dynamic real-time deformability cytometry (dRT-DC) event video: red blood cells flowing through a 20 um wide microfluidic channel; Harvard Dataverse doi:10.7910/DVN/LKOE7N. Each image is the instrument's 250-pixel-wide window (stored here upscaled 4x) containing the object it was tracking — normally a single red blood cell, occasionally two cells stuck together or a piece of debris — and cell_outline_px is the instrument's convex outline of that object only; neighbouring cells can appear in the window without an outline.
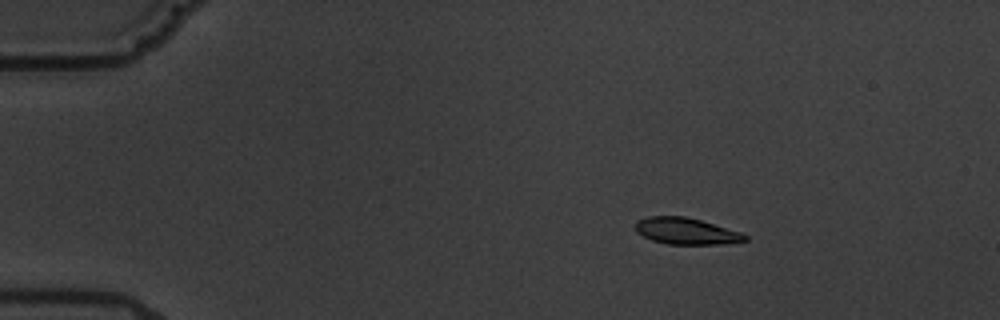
{"species": "common noctule bat (a hibernating species)", "species_latin": "Nyctalus noctula", "temperature_condition": "warm", "stored_images_in_passage": 10, "camera_frame_rate_fps": 3000, "um_per_image_px": 0.085, "animal": {"sex": "male", "body_mass_g": 19.5, "forearm_length_mm": 54.6}, "frame": {"image": 1, "passage_image": 1, "time_ms": 0.0, "image_size_px": [1000, 320], "cell_outline_px": [[748, 240], [720, 244], [668, 244], [652, 240], [636, 232], [636, 220], [648, 216], [684, 216], [700, 220], [740, 232], [748, 236]], "centroid_in_image_um": [58.29, 19.64], "position_along_channel_um": 26.7, "area_um2": 16.76}}
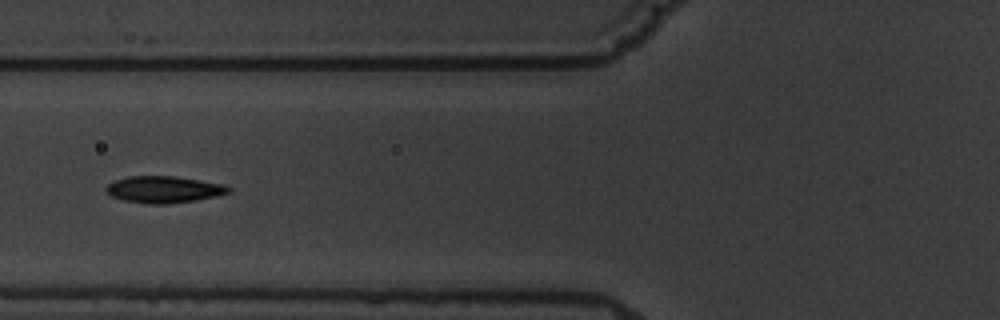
{"frame": {"image": 2, "passage_image": 5, "time_ms": 4.667, "image_size_px": [1000, 320], "cell_outline_px": [[232, 192], [216, 196], [196, 200], [168, 204], [148, 204], [124, 200], [112, 196], [104, 188], [112, 180], [128, 176], [176, 176], [224, 184], [232, 188]], "centroid_in_image_um": [13.94, 16.1], "position_along_channel_um": 111.9, "area_um2": 19.25}}
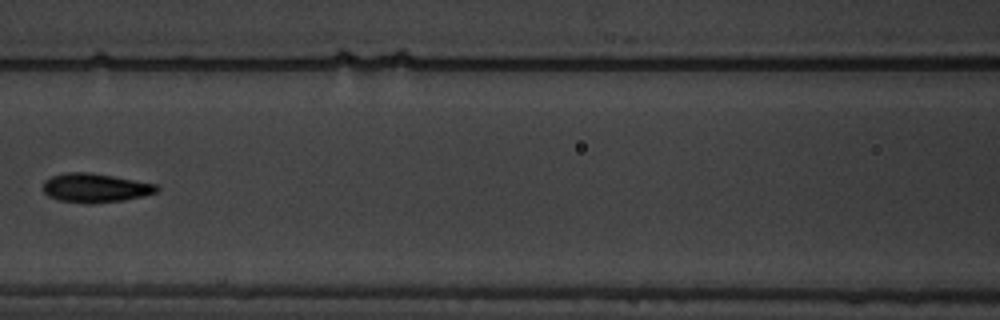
{"frame": {"image": 3, "passage_image": 6, "time_ms": 6.0, "image_size_px": [1000, 320], "cell_outline_px": [[160, 188], [156, 192], [144, 196], [124, 200], [92, 204], [88, 204], [60, 200], [48, 196], [44, 192], [44, 180], [52, 176], [64, 172], [92, 172], [156, 184]], "centroid_in_image_um": [8.1, 15.97], "position_along_channel_um": 158.5, "area_um2": 19.31}}